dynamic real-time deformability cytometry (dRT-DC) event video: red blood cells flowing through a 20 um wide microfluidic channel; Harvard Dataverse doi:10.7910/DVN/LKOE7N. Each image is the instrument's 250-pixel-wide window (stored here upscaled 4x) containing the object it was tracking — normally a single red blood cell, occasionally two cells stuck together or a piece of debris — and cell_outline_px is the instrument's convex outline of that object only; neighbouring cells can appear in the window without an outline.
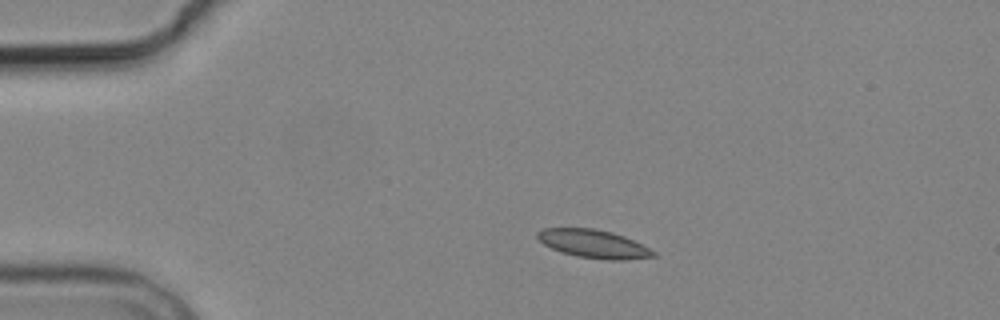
{"species": "common noctule bat (a hibernating species)", "species_latin": "Nyctalus noctula", "temperature_condition": "cold", "stored_images_in_passage": 5, "camera_frame_rate_fps": 3000, "um_per_image_px": 0.085, "animal": {"sex": "male", "body_mass_g": 19.2, "forearm_length_mm": 51.8}, "frame": {"image": 1, "passage_image": 1, "time_ms": 0.0, "image_size_px": [1000, 320], "cell_outline_px": [[656, 256], [624, 260], [604, 260], [576, 256], [560, 252], [544, 244], [536, 236], [536, 232], [544, 228], [592, 228], [612, 232], [624, 236], [656, 252]], "centroid_in_image_um": [50.43, 20.73], "position_along_channel_um": 34.6, "area_um2": 19.02}}
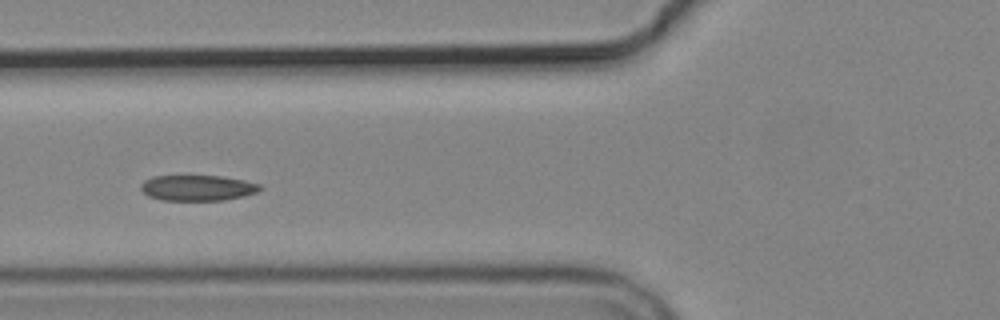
{"frame": {"image": 2, "passage_image": 4, "time_ms": 3.333, "image_size_px": [1000, 320], "cell_outline_px": [[264, 188], [256, 192], [244, 196], [224, 200], [160, 200], [148, 196], [140, 188], [140, 184], [144, 180], [152, 176], [224, 176], [244, 180], [260, 184]], "centroid_in_image_um": [16.79, 15.97], "position_along_channel_um": 109.0, "area_um2": 17.92}}
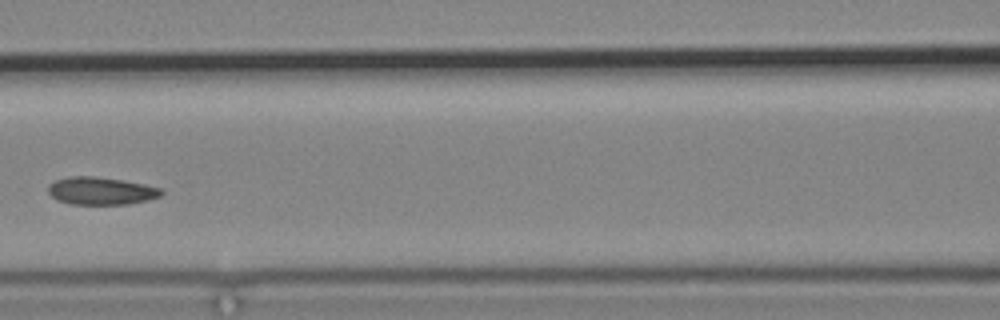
{"frame": {"image": 3, "passage_image": 5, "time_ms": 4.667, "image_size_px": [1000, 320], "cell_outline_px": [[164, 192], [160, 196], [148, 200], [128, 204], [68, 204], [56, 200], [48, 192], [48, 184], [56, 180], [72, 176], [96, 176], [144, 184], [164, 188]], "centroid_in_image_um": [8.59, 16.23], "position_along_channel_um": 158.0, "area_um2": 18.32}}